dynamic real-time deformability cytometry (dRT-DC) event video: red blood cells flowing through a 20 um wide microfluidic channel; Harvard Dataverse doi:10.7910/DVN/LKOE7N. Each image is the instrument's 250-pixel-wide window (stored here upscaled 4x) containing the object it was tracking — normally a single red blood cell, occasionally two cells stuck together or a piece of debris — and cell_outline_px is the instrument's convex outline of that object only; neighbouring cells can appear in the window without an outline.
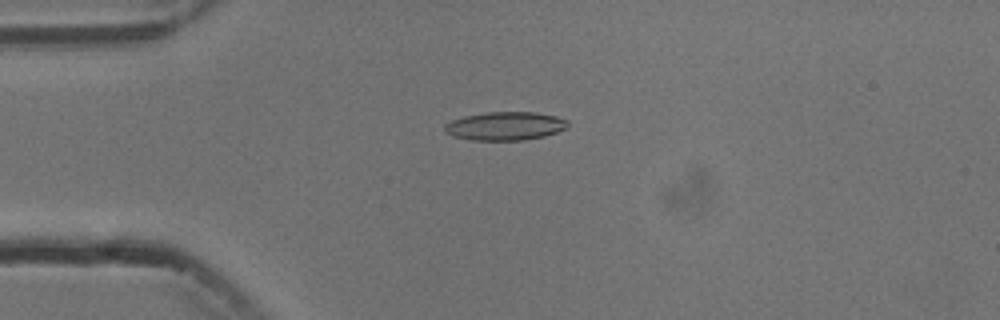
{"species": "common noctule bat (a hibernating species)", "species_latin": "Nyctalus noctula", "temperature_condition": "cold", "stored_images_in_passage": 9, "camera_frame_rate_fps": 3000, "um_per_image_px": 0.085, "animal": {"sex": "male", "body_mass_g": 13.3}, "frame": {"image": 1, "passage_image": 4, "time_ms": 3.333, "image_size_px": [1000, 320], "cell_outline_px": [[568, 128], [544, 136], [524, 140], [472, 140], [452, 136], [444, 132], [444, 124], [452, 120], [464, 116], [488, 112], [536, 112], [556, 116], [568, 120]], "centroid_in_image_um": [42.93, 10.71], "position_along_channel_um": 42.1, "area_um2": 20.52}}
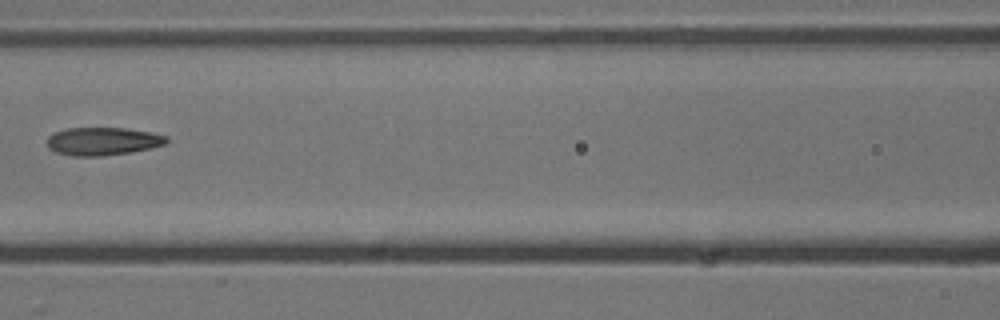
{"frame": {"image": 2, "passage_image": 7, "time_ms": 7.0, "image_size_px": [1000, 320], "cell_outline_px": [[168, 140], [164, 144], [152, 148], [132, 152], [100, 156], [72, 156], [56, 152], [48, 148], [48, 136], [56, 132], [68, 128], [124, 128], [152, 132], [168, 136]], "centroid_in_image_um": [8.76, 12.01], "position_along_channel_um": 157.8, "area_um2": 19.48}}
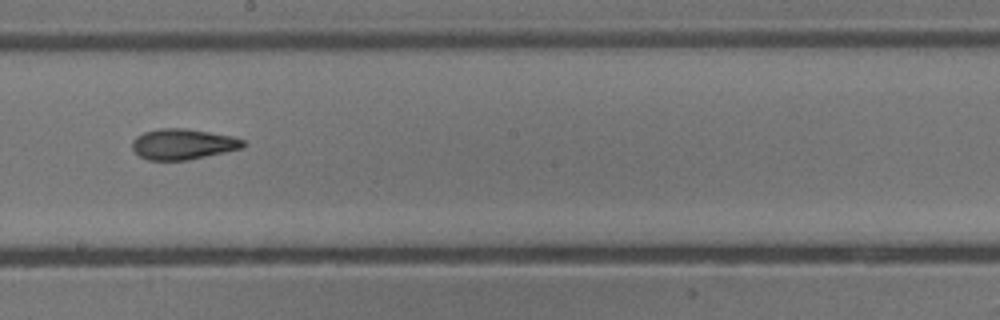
{"frame": {"image": 3, "passage_image": 9, "time_ms": 9.0, "image_size_px": [1000, 320], "cell_outline_px": [[244, 148], [188, 160], [148, 160], [140, 156], [132, 148], [132, 140], [136, 136], [144, 132], [160, 128], [188, 128], [232, 136], [244, 140]], "centroid_in_image_um": [15.55, 12.25], "position_along_channel_um": 232.7, "area_um2": 19.88}}